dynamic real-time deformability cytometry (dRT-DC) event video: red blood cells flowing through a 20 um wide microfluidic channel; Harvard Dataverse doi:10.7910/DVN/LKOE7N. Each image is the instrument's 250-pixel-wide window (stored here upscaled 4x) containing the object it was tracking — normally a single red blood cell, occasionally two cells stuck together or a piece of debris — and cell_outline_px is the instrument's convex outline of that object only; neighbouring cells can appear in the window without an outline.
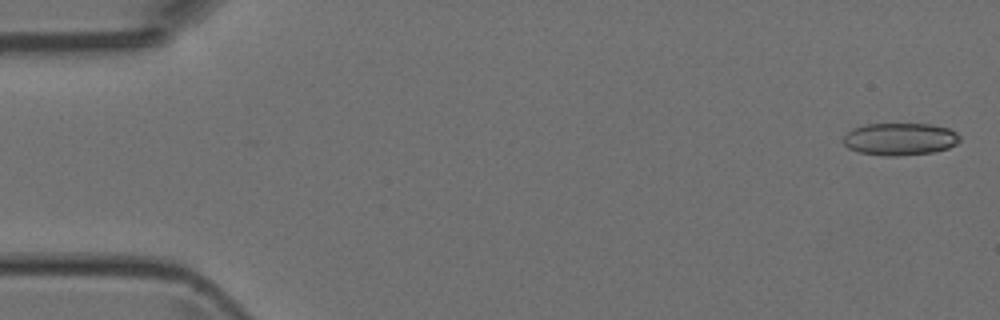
{"species": "Egyptian fruit bat (a non-hibernating species)", "species_latin": "Rousettus aegyptiacus", "temperature_condition": "room temperature", "stored_images_in_passage": 8, "camera_frame_rate_fps": 3000, "um_per_image_px": 0.085, "animal": {"sex": "female"}, "frame": {"image": 1, "passage_image": 1, "time_ms": 0.0, "image_size_px": [1000, 320], "cell_outline_px": [[960, 140], [956, 144], [948, 148], [932, 152], [896, 156], [888, 156], [860, 152], [848, 148], [844, 144], [844, 136], [852, 128], [864, 124], [932, 124], [948, 128], [956, 132], [960, 136]], "centroid_in_image_um": [76.5, 11.81], "position_along_channel_um": 8.5, "area_um2": 21.91}}
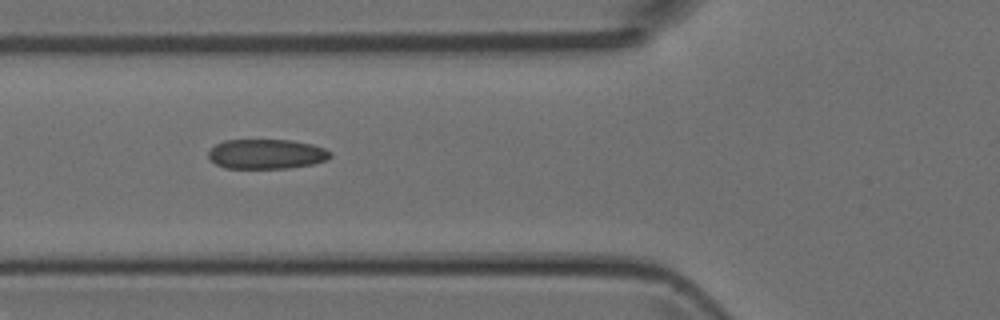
{"frame": {"image": 2, "passage_image": 6, "time_ms": 5.667, "image_size_px": [1000, 320], "cell_outline_px": [[332, 156], [324, 160], [312, 164], [288, 168], [224, 168], [216, 164], [208, 156], [208, 152], [216, 144], [224, 140], [292, 140], [312, 144], [324, 148], [332, 152]], "centroid_in_image_um": [22.65, 13.09], "position_along_channel_um": 103.1, "area_um2": 21.1}}
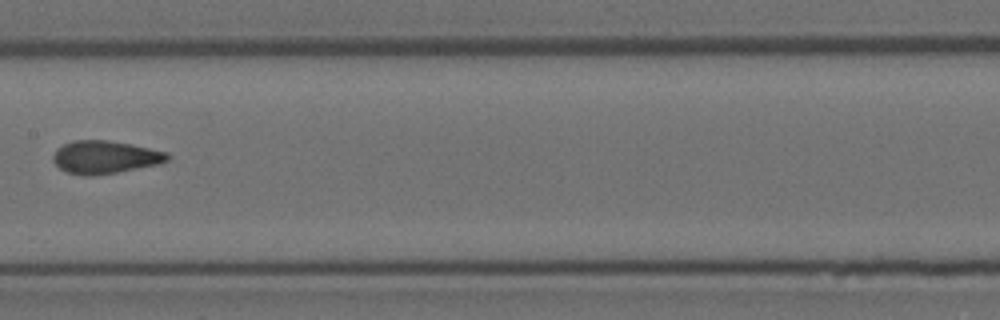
{"frame": {"image": 3, "passage_image": 8, "time_ms": 8.0, "image_size_px": [1000, 320], "cell_outline_px": [[168, 160], [156, 164], [116, 172], [92, 176], [84, 176], [68, 172], [60, 168], [52, 160], [52, 156], [56, 148], [72, 140], [104, 140], [132, 144], [168, 152]], "centroid_in_image_um": [8.88, 13.35], "position_along_channel_um": 198.5, "area_um2": 21.73}}